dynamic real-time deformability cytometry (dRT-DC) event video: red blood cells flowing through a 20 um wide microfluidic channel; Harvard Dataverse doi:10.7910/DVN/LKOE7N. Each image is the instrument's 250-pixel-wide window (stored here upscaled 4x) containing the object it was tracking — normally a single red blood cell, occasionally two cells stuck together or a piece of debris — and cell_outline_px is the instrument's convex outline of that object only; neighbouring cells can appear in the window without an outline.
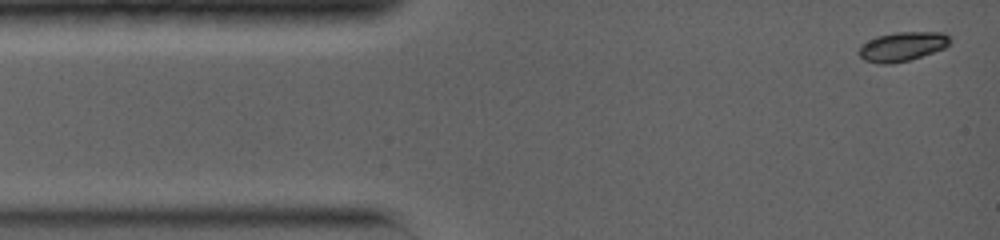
{"species": "common noctule bat (a hibernating species)", "species_latin": "Nyctalus noctula", "temperature_condition": "warm", "stored_images_in_passage": 25, "camera_frame_rate_fps": 5000, "um_per_image_px": 0.085, "animal": {"sex": "female", "body_mass_g": 19.0, "forearm_length_mm": 56.7}, "frame": {"image": 1, "passage_image": 1, "time_ms": 0.0, "image_size_px": [1000, 240], "cell_outline_px": [[952, 40], [944, 48], [908, 60], [892, 64], [880, 64], [864, 60], [860, 56], [860, 44], [876, 36], [896, 32], [944, 32]], "centroid_in_image_um": [76.68, 3.94], "position_along_channel_um": 8.3, "area_um2": 15.43}}
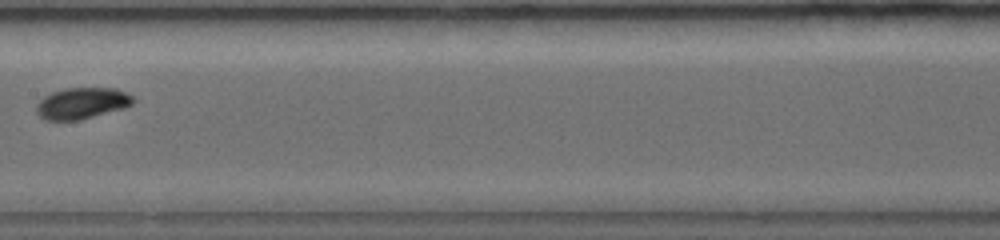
{"frame": {"image": 2, "passage_image": 11, "time_ms": 6.6, "image_size_px": [1000, 240], "cell_outline_px": [[136, 100], [132, 104], [124, 108], [80, 120], [44, 120], [36, 112], [36, 104], [44, 96], [52, 92], [64, 88], [116, 88], [132, 96]], "centroid_in_image_um": [6.95, 8.77], "position_along_channel_um": 200.4, "area_um2": 17.69}}
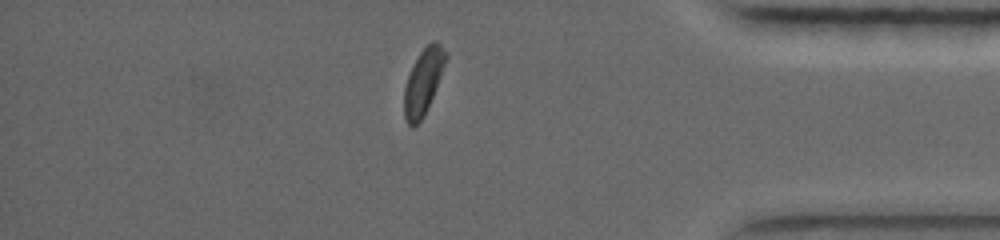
{"frame": {"image": 3, "passage_image": 22, "time_ms": 12.2, "image_size_px": [1000, 240], "cell_outline_px": [[448, 56], [428, 108], [424, 116], [412, 128], [408, 124], [404, 116], [404, 88], [408, 76], [420, 52], [432, 40], [436, 40], [448, 52]], "centroid_in_image_um": [35.99, 6.93], "position_along_channel_um": 399.2, "area_um2": 15.72}, "authors_computed_cell_mechanics": {"area_um2": 16.2418, "velocity_mm_per_s": 3.9968, "shape_relaxation_time_tau1_ms": 2.1098, "shape_relaxation_time_tau2_ms": null, "deformation_change_tau1": 0.1166, "deformation_change_tau2": null}}